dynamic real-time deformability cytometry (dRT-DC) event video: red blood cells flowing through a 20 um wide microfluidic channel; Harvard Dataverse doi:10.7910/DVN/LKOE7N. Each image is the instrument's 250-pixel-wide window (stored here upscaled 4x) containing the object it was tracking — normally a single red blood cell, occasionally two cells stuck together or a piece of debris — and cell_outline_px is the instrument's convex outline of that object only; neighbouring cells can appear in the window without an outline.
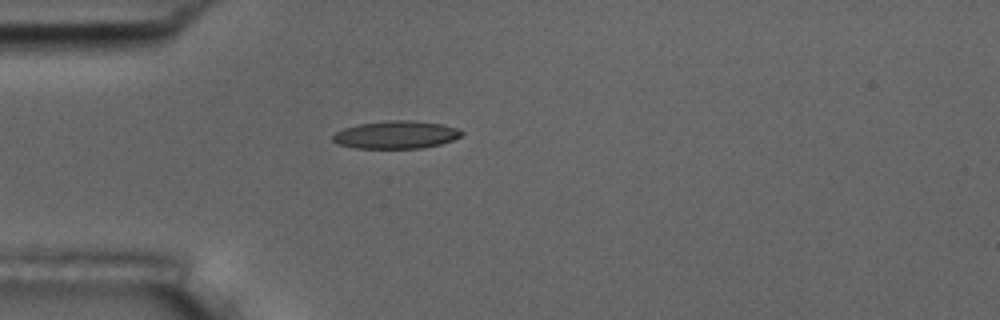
{"species": "common noctule bat (a hibernating species)", "species_latin": "Nyctalus noctula", "temperature_condition": "room temperature", "stored_images_in_passage": 1, "camera_frame_rate_fps": 3000, "um_per_image_px": 0.085, "animal": {"sex": "male", "body_mass_g": 17.5, "forearm_length_mm": 52.3}, "frame": {"image": 1, "passage_image": 1, "time_ms": 0.0, "image_size_px": [1000, 320], "cell_outline_px": [[464, 132], [460, 136], [452, 140], [440, 144], [424, 148], [356, 148], [336, 144], [332, 140], [332, 136], [336, 132], [344, 128], [360, 124], [388, 120], [412, 120], [440, 124], [456, 128]], "centroid_in_image_um": [33.64, 11.46], "position_along_channel_um": 51.4, "area_um2": 20.75}}